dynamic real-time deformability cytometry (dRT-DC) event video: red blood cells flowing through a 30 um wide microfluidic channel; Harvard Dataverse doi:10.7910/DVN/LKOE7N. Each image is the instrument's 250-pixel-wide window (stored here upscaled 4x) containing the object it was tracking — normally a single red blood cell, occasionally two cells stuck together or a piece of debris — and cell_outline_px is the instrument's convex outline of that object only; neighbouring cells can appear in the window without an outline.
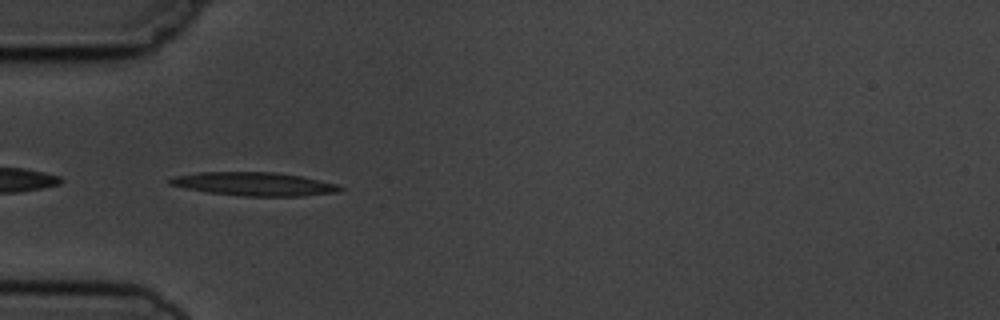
{"species": "common noctule bat (a hibernating species)", "species_latin": "Nyctalus noctula", "temperature_condition": "cold", "stored_images_in_passage": 6, "camera_frame_rate_fps": 3000, "um_per_image_px": 0.085, "animal": {"sex": "male", "body_mass_g": 19.5, "forearm_length_mm": 54.6}, "frame": {"image": 1, "passage_image": 5, "time_ms": 5.333, "image_size_px": [1000, 320], "cell_outline_px": [[344, 188], [340, 192], [300, 196], [244, 196], [208, 192], [168, 184], [168, 180], [176, 176], [200, 172], [272, 172], [300, 176], [336, 184]], "centroid_in_image_um": [21.63, 15.64], "position_along_channel_um": 63.4, "area_um2": 22.95}}
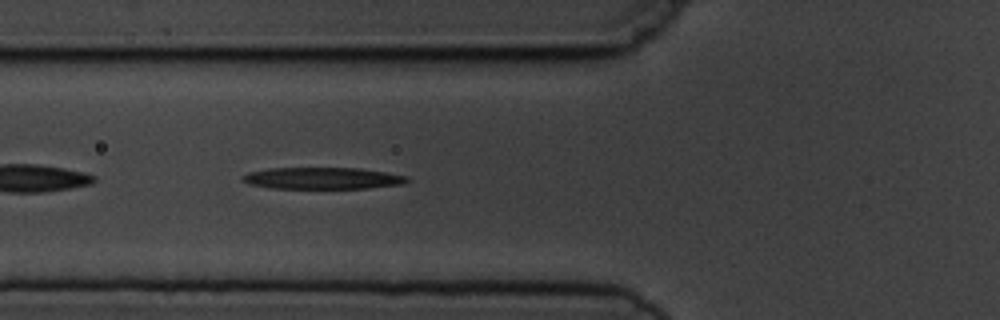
{"frame": {"image": 2, "passage_image": 6, "time_ms": 6.333, "image_size_px": [1000, 320], "cell_outline_px": [[412, 180], [404, 184], [368, 188], [268, 188], [248, 184], [240, 180], [240, 176], [248, 172], [272, 168], [360, 168], [408, 176]], "centroid_in_image_um": [27.4, 15.15], "position_along_channel_um": 98.4, "area_um2": 20.98}}